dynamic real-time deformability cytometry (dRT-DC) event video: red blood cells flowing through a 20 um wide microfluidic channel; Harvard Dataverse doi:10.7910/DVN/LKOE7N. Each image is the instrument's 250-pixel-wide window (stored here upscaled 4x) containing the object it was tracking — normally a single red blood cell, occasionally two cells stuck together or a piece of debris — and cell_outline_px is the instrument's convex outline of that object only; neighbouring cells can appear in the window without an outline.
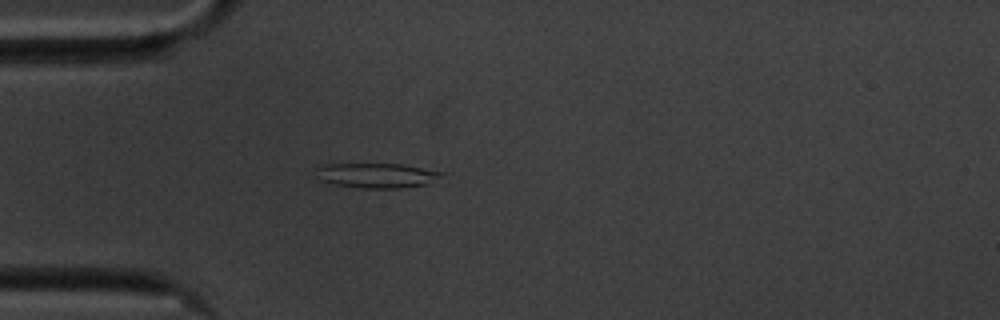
{"species": "common noctule bat (a hibernating species)", "species_latin": "Nyctalus noctula", "temperature_condition": "cold", "stored_images_in_passage": 42, "camera_frame_rate_fps": 3000, "um_per_image_px": 0.085, "animal": {"sex": "male", "body_mass_g": 20.1, "forearm_length_mm": 53.5}, "frame": {"image": 1, "passage_image": 1, "time_ms": 0.0, "image_size_px": [1000, 320], "cell_outline_px": [[448, 172], [428, 184], [400, 188], [360, 188], [336, 184], [320, 180], [316, 168], [316, 164], [400, 164]], "centroid_in_image_um": [32.05, 14.9], "position_along_channel_um": 53.0, "area_um2": 18.21}}
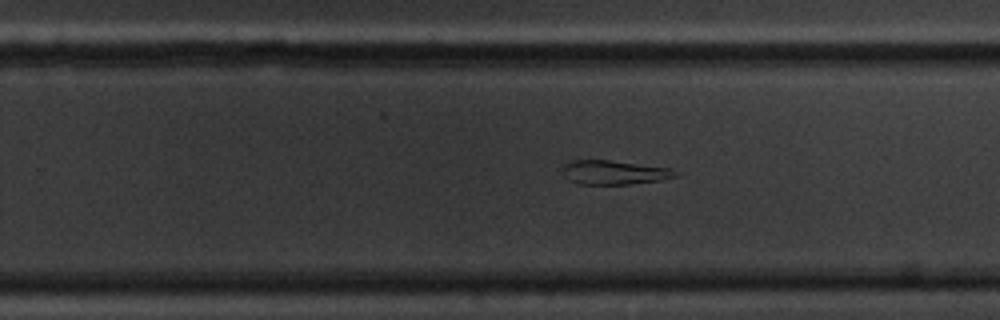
{"frame": {"image": 2, "passage_image": 21, "time_ms": 6.667, "image_size_px": [1000, 320], "cell_outline_px": [[680, 172], [676, 176], [660, 180], [632, 184], [580, 184], [564, 176], [560, 168], [568, 160], [608, 160], [668, 168]], "centroid_in_image_um": [52.15, 14.65], "position_along_channel_um": 277.6, "area_um2": 15.78}}
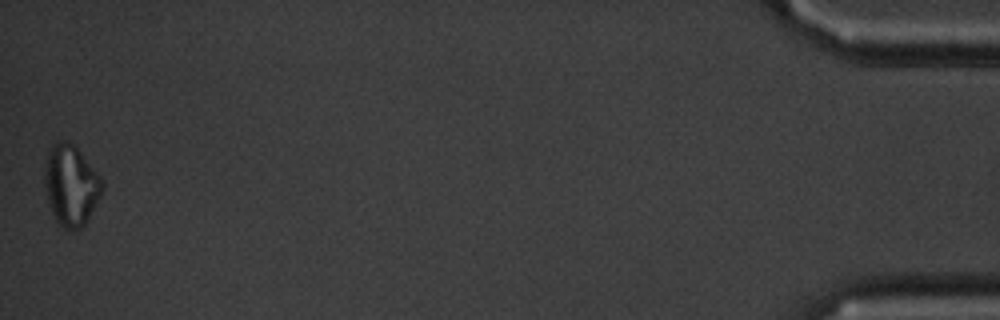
{"frame": {"image": 3, "passage_image": 42, "time_ms": 13.667, "image_size_px": [1000, 320], "cell_outline_px": [[104, 188], [100, 196], [84, 224], [80, 228], [64, 228], [56, 220], [52, 212], [48, 200], [44, 184], [44, 168], [48, 152], [52, 144], [60, 140], [64, 140], [72, 144], [80, 152], [104, 180]], "centroid_in_image_um": [6.02, 15.71], "position_along_channel_um": 429.2, "area_um2": 26.7}, "authors_computed_cell_mechanics": {"area_um2": 16.6464, "velocity_mm_per_s": 3.4965, "shape_relaxation_time_tau1_ms": null, "shape_relaxation_time_tau2_ms": 3.717, "deformation_change_tau1": null, "deformation_change_tau2": 0.1608}}